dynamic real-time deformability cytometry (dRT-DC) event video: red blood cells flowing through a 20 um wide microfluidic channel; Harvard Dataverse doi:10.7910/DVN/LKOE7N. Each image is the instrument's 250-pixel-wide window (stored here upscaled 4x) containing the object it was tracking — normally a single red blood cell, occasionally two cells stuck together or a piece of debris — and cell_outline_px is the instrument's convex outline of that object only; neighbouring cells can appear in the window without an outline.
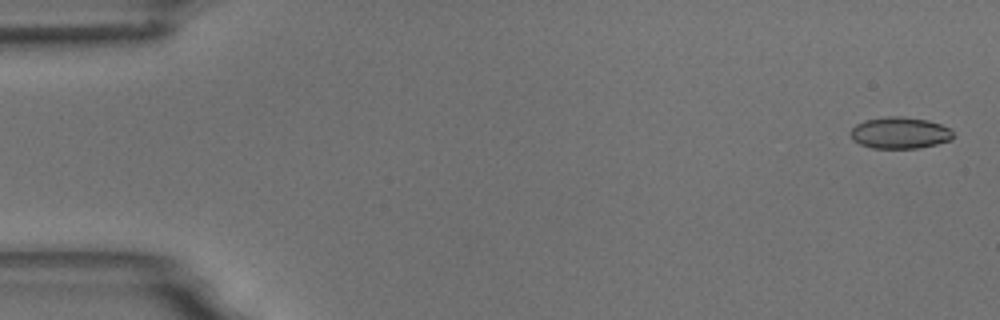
{"species": "common noctule bat (a hibernating species)", "species_latin": "Nyctalus noctula", "temperature_condition": "room temperature", "stored_images_in_passage": 54, "camera_frame_rate_fps": 3000, "um_per_image_px": 0.085, "animal": {"sex": "male", "body_mass_g": 18.8}, "frame": {"image": 1, "passage_image": 2, "time_ms": 0.333, "image_size_px": [1000, 320], "cell_outline_px": [[952, 140], [920, 148], [872, 148], [860, 144], [852, 140], [848, 132], [856, 124], [864, 120], [888, 116], [900, 116], [928, 120], [952, 128]], "centroid_in_image_um": [76.47, 11.29], "position_along_channel_um": 8.5, "area_um2": 19.07}}
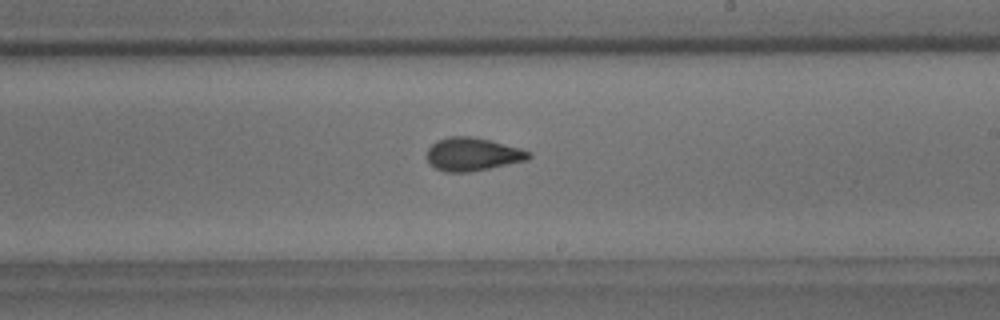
{"frame": {"image": 2, "passage_image": 32, "time_ms": 10.333, "image_size_px": [1000, 320], "cell_outline_px": [[532, 156], [528, 160], [468, 172], [444, 172], [436, 168], [428, 160], [428, 148], [436, 140], [448, 136], [472, 136], [492, 140], [520, 148], [532, 152]], "centroid_in_image_um": [40.2, 13.09], "position_along_channel_um": 248.8, "area_um2": 19.71}}
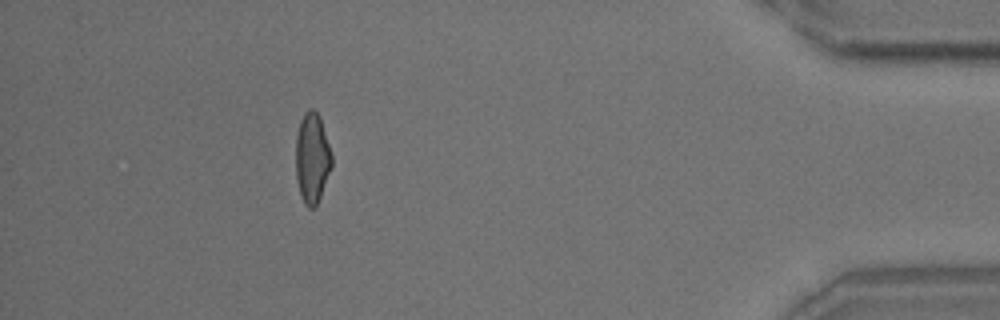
{"frame": {"image": 3, "passage_image": 49, "time_ms": 16.0, "image_size_px": [1000, 320], "cell_outline_px": [[332, 164], [316, 208], [308, 208], [304, 204], [300, 196], [296, 180], [296, 136], [300, 120], [304, 112], [308, 108], [312, 108], [320, 116], [332, 152]], "centroid_in_image_um": [26.52, 13.43], "position_along_channel_um": 408.7, "area_um2": 19.25}, "authors_computed_cell_mechanics": {"area_um2": 19.2474, "velocity_mm_per_s": 3.7634, "shape_relaxation_time_tau1_ms": 9.674, "shape_relaxation_time_tau2_ms": 1.8327, "deformation_change_tau1": 0.1843, "deformation_change_tau2": 0.0701}}